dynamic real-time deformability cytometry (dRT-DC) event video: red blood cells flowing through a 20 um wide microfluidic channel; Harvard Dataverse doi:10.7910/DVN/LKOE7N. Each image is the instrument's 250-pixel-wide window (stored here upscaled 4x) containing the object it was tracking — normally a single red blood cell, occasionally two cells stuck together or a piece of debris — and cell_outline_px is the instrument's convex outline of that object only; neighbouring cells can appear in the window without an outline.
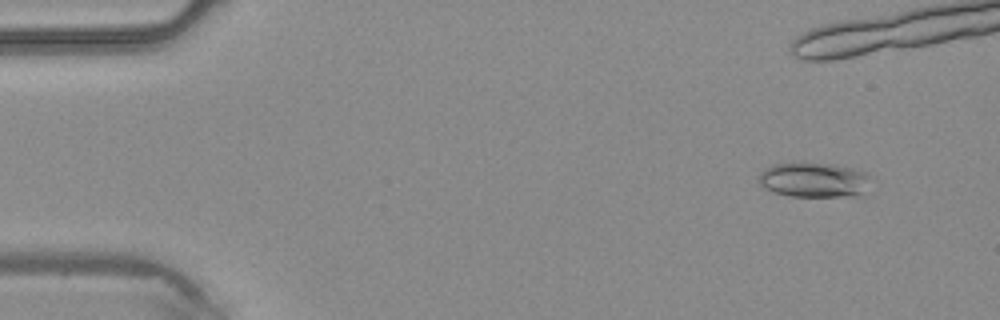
{"species": "common noctule bat (a hibernating species)", "species_latin": "Nyctalus noctula", "temperature_condition": "warm", "stored_images_in_passage": 7, "camera_frame_rate_fps": 3000, "um_per_image_px": 0.085, "animal": {"sex": "male", "body_mass_g": 20.4}, "frame": {"image": 1, "passage_image": 1, "time_ms": 0.0, "image_size_px": [1000, 320], "cell_outline_px": [[868, 176], [864, 196], [788, 196], [772, 192], [764, 188], [760, 184], [760, 172], [772, 164], [832, 164], [852, 168], [864, 172]], "centroid_in_image_um": [69.17, 15.32], "position_along_channel_um": 15.8, "area_um2": 22.37}}